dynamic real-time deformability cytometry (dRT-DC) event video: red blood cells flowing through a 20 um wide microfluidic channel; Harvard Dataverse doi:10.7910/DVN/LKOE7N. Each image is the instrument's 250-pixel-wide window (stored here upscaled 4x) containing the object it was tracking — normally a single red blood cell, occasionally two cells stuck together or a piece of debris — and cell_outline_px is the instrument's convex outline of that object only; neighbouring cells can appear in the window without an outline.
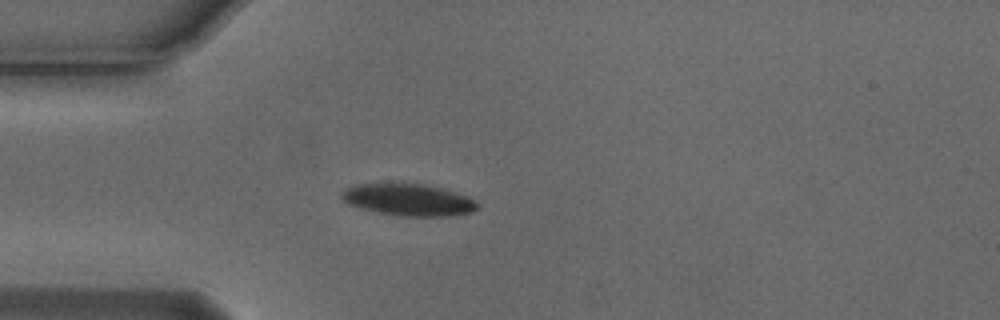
{"species": "Egyptian fruit bat (a non-hibernating species)", "species_latin": "Rousettus aegyptiacus", "temperature_condition": "cold", "stored_images_in_passage": 4, "camera_frame_rate_fps": 3000, "um_per_image_px": 0.085, "animal": {"sex": "male"}, "frame": {"image": 1, "passage_image": 3, "time_ms": 0.667, "image_size_px": [1000, 320], "cell_outline_px": [[476, 208], [472, 212], [452, 216], [400, 216], [376, 212], [360, 208], [348, 204], [340, 196], [340, 192], [352, 184], [392, 180], [424, 184], [440, 188], [468, 196], [476, 200]], "centroid_in_image_um": [34.62, 16.93], "position_along_channel_um": 50.4, "area_um2": 26.18}}